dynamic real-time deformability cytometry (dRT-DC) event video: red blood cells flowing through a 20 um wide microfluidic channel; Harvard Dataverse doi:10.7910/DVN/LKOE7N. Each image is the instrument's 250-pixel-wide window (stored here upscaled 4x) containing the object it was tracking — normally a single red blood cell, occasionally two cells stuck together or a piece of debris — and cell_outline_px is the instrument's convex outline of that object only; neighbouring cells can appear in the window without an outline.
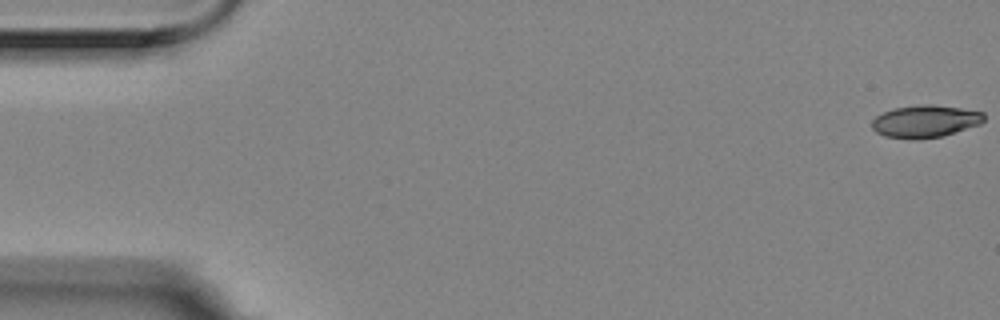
{"species": "Egyptian fruit bat (a non-hibernating species)", "species_latin": "Rousettus aegyptiacus", "temperature_condition": "room temperature", "stored_images_in_passage": 10, "camera_frame_rate_fps": 3000, "um_per_image_px": 0.085, "animal": {"sex": "female"}, "frame": {"image": 1, "passage_image": 1, "time_ms": 0.0, "image_size_px": [1000, 320], "cell_outline_px": [[984, 120], [980, 124], [944, 136], [912, 140], [908, 140], [884, 136], [876, 132], [872, 128], [872, 120], [876, 116], [884, 112], [896, 108], [920, 104], [932, 104], [960, 108], [984, 112]], "centroid_in_image_um": [78.63, 10.32], "position_along_channel_um": 6.4, "area_um2": 21.27}}